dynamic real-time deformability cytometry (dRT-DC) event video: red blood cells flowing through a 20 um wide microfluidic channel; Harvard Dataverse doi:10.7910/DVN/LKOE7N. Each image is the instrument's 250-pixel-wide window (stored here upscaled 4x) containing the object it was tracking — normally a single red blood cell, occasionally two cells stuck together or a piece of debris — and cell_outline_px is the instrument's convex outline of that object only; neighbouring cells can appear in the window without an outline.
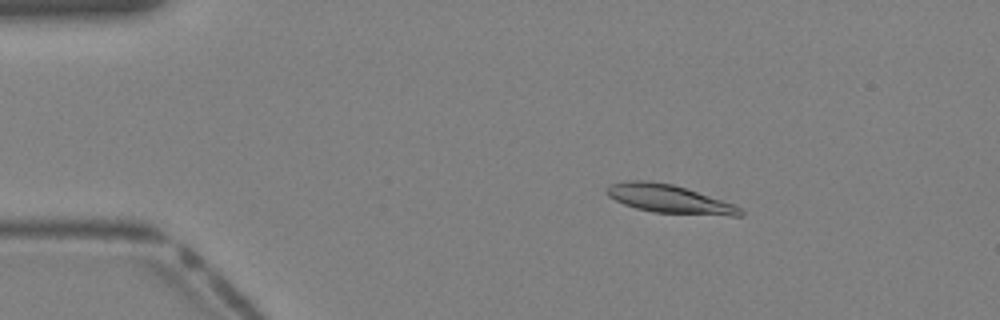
{"species": "Egyptian fruit bat (a non-hibernating species)", "species_latin": "Rousettus aegyptiacus", "temperature_condition": "warm", "stored_images_in_passage": 40, "camera_frame_rate_fps": 3000, "um_per_image_px": 0.085, "animal": {"sex": "female"}, "frame": {"image": 1, "passage_image": 7, "time_ms": 2.0, "image_size_px": [1000, 320], "cell_outline_px": [[744, 216], [728, 216], [652, 212], [636, 208], [624, 204], [608, 196], [604, 192], [612, 184], [628, 180], [648, 180], [672, 184], [736, 204], [744, 212]], "centroid_in_image_um": [56.92, 16.92], "position_along_channel_um": 28.1, "area_um2": 22.14}}
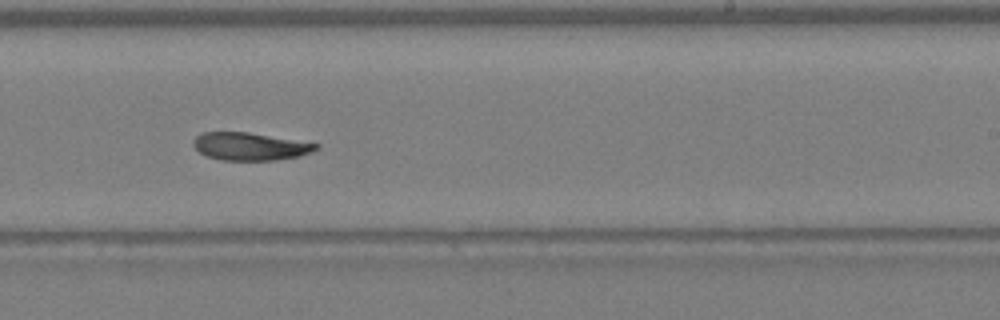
{"frame": {"image": 2, "passage_image": 25, "time_ms": 8.0, "image_size_px": [1000, 320], "cell_outline_px": [[320, 148], [312, 152], [300, 156], [276, 160], [220, 160], [208, 156], [200, 152], [192, 144], [192, 140], [196, 136], [204, 132], [248, 132], [320, 144]], "centroid_in_image_um": [21.27, 12.44], "position_along_channel_um": 267.7, "area_um2": 19.83}}
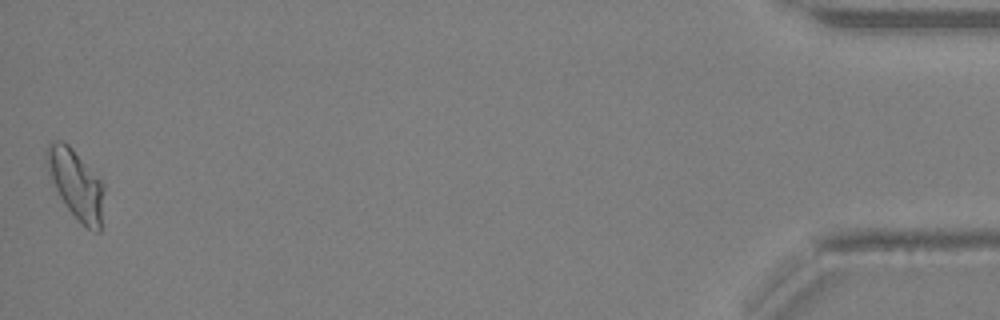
{"frame": {"image": 3, "passage_image": 40, "time_ms": 13.0, "image_size_px": [1000, 320], "cell_outline_px": [[104, 192], [100, 232], [96, 232], [88, 228], [68, 208], [60, 196], [48, 172], [44, 160], [44, 148], [52, 140], [60, 140], [68, 144], [72, 148], [104, 184]], "centroid_in_image_um": [6.43, 15.59], "position_along_channel_um": 428.8, "area_um2": 22.83}}